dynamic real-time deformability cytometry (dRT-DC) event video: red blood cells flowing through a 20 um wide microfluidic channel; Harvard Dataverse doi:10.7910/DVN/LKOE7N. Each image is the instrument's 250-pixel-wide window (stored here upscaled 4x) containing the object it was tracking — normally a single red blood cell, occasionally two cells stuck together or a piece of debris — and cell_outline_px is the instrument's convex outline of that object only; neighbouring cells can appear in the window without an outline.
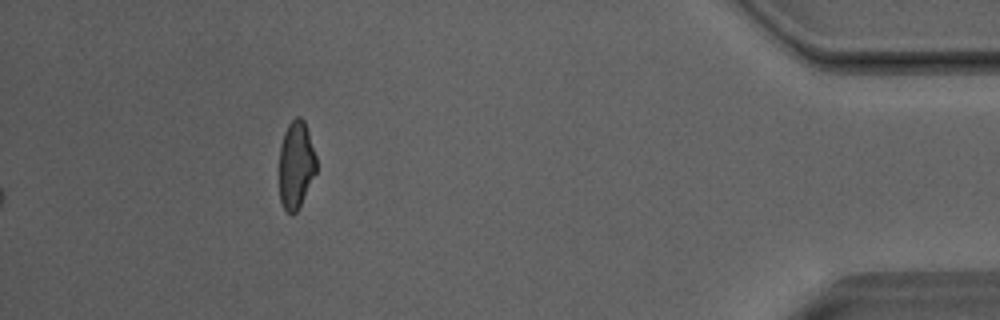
{"species": "Egyptian fruit bat (a non-hibernating species)", "species_latin": "Rousettus aegyptiacus", "temperature_condition": "room temperature", "stored_images_in_passage": 33, "camera_frame_rate_fps": 3000, "um_per_image_px": 0.085, "animal": {"sex": "male"}, "frame": {"image": 1, "passage_image": 33, "time_ms": 10.667, "image_size_px": [1000, 320], "cell_outline_px": [[316, 172], [300, 208], [292, 216], [284, 208], [280, 200], [280, 144], [284, 132], [288, 124], [296, 116], [300, 116], [304, 120], [316, 156]], "centroid_in_image_um": [25.16, 14.03], "position_along_channel_um": 410.0, "area_um2": 19.02}, "authors_computed_cell_mechanics": {"area_um2": 20.7502, "velocity_mm_per_s": 4.0617, "shape_relaxation_time_tau1_ms": 7.2905, "shape_relaxation_time_tau2_ms": 1.6478, "deformation_change_tau1": 0.179, "deformation_change_tau2": 0.0864}}